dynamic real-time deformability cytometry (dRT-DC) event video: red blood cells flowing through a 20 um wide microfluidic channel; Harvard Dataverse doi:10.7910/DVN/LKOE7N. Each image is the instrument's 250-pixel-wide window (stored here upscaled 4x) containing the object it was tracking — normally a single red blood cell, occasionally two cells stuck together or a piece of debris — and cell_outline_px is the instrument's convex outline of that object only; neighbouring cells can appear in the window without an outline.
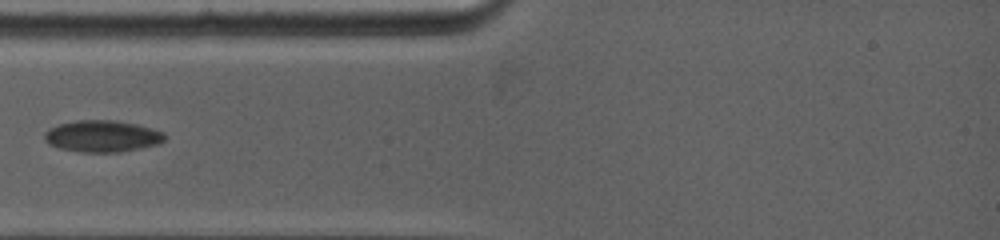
{"species": "common noctule bat (a hibernating species)", "species_latin": "Nyctalus noctula", "temperature_condition": "warm", "stored_images_in_passage": 92, "camera_frame_rate_fps": 5000, "um_per_image_px": 0.085, "animal": {"sex": "female", "body_mass_g": 19.0, "forearm_length_mm": 53.3}, "frame": {"image": 1, "passage_image": 1, "time_ms": 0.0, "image_size_px": [1000, 240], "cell_outline_px": [[164, 140], [156, 144], [140, 148], [120, 152], [80, 152], [60, 148], [48, 144], [44, 140], [44, 132], [48, 128], [60, 124], [76, 120], [116, 120], [136, 124], [164, 132]], "centroid_in_image_um": [8.64, 11.57], "position_along_channel_um": 76.4, "area_um2": 22.14}}
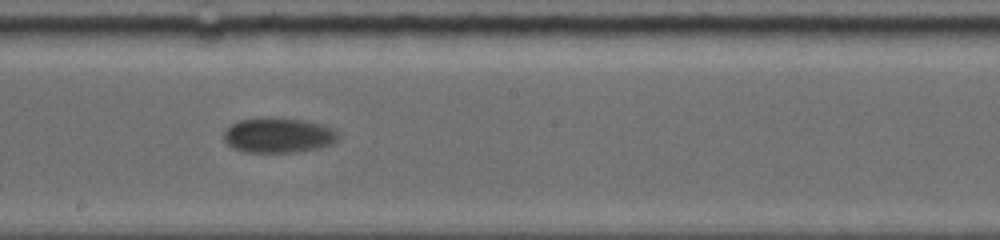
{"frame": {"image": 2, "passage_image": 24, "time_ms": 4.0, "image_size_px": [1000, 240], "cell_outline_px": [[340, 136], [332, 144], [320, 148], [296, 152], [244, 152], [232, 148], [224, 140], [224, 128], [240, 120], [304, 120], [320, 124], [332, 128], [340, 132]], "centroid_in_image_um": [23.69, 11.55], "position_along_channel_um": 224.5, "area_um2": 22.83}}
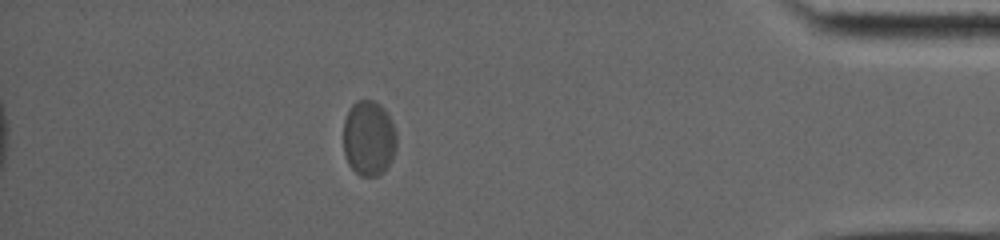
{"frame": {"image": 3, "passage_image": 69, "time_ms": 10.2, "image_size_px": [1000, 240], "cell_outline_px": [[396, 148], [384, 172], [376, 176], [360, 176], [348, 164], [344, 152], [344, 120], [348, 108], [356, 100], [372, 100], [380, 104], [384, 108], [396, 132]], "centroid_in_image_um": [31.32, 11.73], "position_along_channel_um": 403.9, "area_um2": 23.35}}